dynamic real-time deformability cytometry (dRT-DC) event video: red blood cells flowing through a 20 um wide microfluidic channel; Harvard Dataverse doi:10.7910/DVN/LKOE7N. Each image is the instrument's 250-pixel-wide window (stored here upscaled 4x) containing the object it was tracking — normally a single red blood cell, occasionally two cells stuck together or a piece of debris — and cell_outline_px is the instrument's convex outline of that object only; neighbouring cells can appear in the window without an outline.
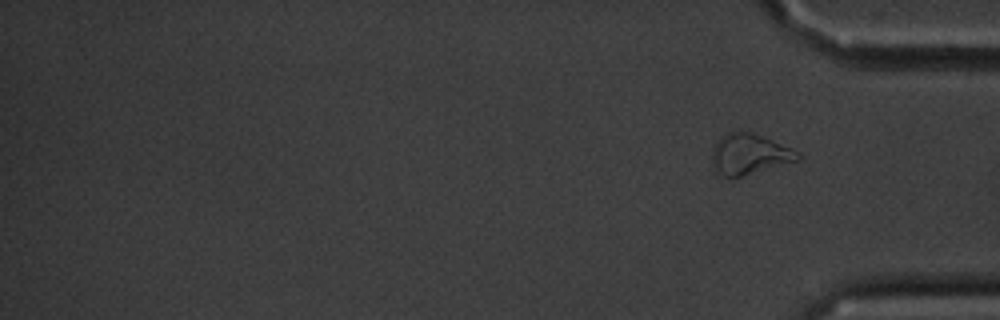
{"species": "common noctule bat (a hibernating species)", "species_latin": "Nyctalus noctula", "temperature_condition": "cold", "stored_images_in_passage": 16, "segment_of_instrument_passage": [2, 2], "camera_frame_rate_fps": 3000, "um_per_image_px": 0.085, "animal": {"sex": "male", "body_mass_g": 20.1, "forearm_length_mm": 53.5}, "frame": {"image": 1, "passage_image": 16, "time_ms": 17.333, "image_size_px": [1000, 320], "cell_outline_px": [[800, 160], [740, 176], [724, 176], [712, 164], [712, 148], [716, 140], [720, 136], [728, 132], [748, 132], [772, 140], [792, 148], [800, 152]], "centroid_in_image_um": [63.7, 13.08], "position_along_channel_um": 371.5, "area_um2": 19.88}}